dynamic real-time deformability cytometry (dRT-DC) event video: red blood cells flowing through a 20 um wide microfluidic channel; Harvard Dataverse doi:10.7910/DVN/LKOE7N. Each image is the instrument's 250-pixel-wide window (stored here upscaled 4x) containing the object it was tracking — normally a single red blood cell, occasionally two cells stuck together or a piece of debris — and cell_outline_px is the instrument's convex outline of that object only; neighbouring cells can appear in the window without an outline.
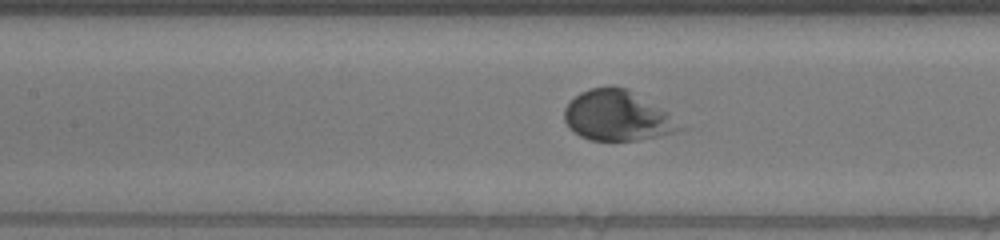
{"species": "human", "species_latin": "Homo sapiens", "temperature_condition": "warm", "stored_images_in_passage": 54, "segment_of_instrument_passage": [2, 2], "camera_frame_rate_fps": 3000, "um_per_image_px": 0.085, "donor": {"sex": "male"}, "frame": {"image": 1, "passage_image": 23, "time_ms": 7.333, "image_size_px": [1000, 240], "cell_outline_px": [[688, 128], [676, 132], [636, 140], [588, 140], [580, 136], [568, 128], [564, 120], [564, 108], [580, 92], [592, 88], [628, 88], [668, 112]], "centroid_in_image_um": [52.5, 9.86], "position_along_channel_um": 154.9, "area_um2": 33.64}}
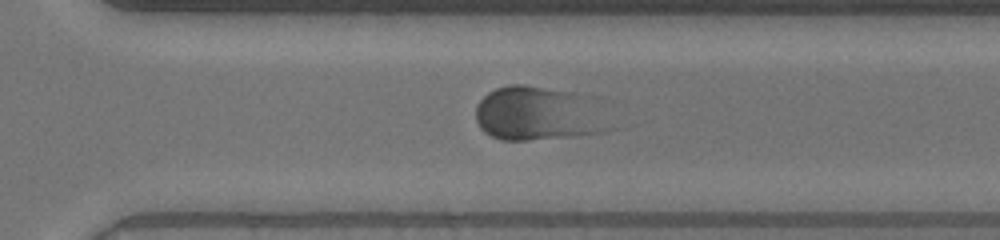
{"frame": {"image": 2, "passage_image": 37, "time_ms": 12.0, "image_size_px": [1000, 240], "cell_outline_px": [[620, 128], [608, 132], [576, 136], [528, 140], [500, 140], [484, 132], [480, 128], [476, 120], [476, 104], [488, 92], [496, 88], [508, 84], [520, 84], [576, 92]], "centroid_in_image_um": [45.76, 9.69], "position_along_channel_um": 324.8, "area_um2": 42.48}}
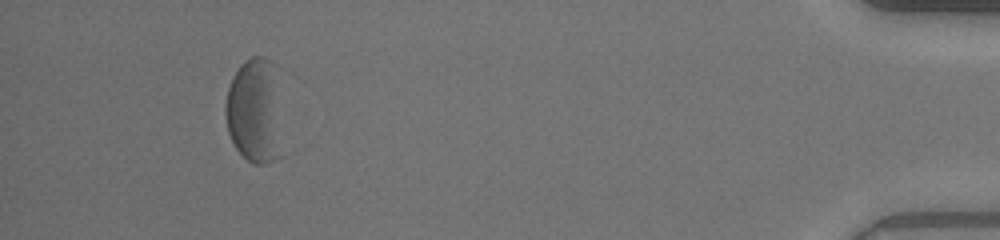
{"frame": {"image": 3, "passage_image": 50, "time_ms": 16.333, "image_size_px": [1000, 240], "cell_outline_px": [[280, 156], [264, 164], [252, 164], [236, 148], [228, 132], [224, 112], [224, 104], [228, 88], [232, 76], [240, 64], [244, 60], [252, 56], [264, 56], [272, 60], [276, 64]], "centroid_in_image_um": [21.6, 9.36], "position_along_channel_um": 413.6, "area_um2": 34.85}}